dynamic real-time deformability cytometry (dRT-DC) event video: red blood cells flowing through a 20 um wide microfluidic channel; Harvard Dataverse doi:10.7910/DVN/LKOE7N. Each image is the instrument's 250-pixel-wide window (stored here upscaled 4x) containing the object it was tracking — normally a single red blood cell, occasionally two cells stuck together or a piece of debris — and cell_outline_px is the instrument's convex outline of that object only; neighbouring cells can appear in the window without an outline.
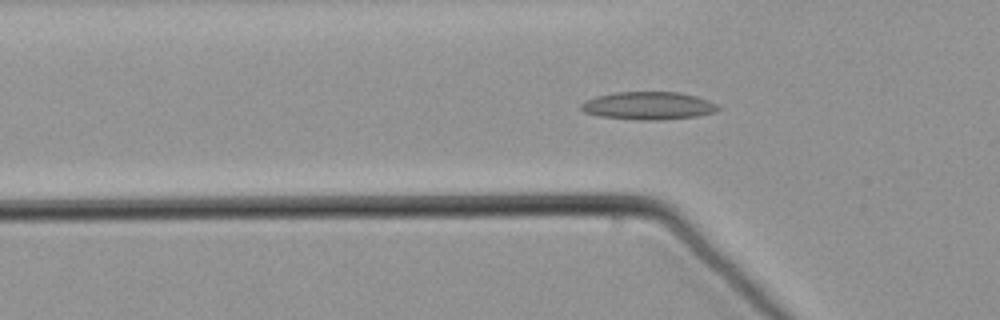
{"species": "common noctule bat (a hibernating species)", "species_latin": "Nyctalus noctula", "temperature_condition": "warm", "stored_images_in_passage": 48, "camera_frame_rate_fps": 3000, "um_per_image_px": 0.085, "animal": {"sex": "male", "body_mass_g": 21.5, "forearm_length_mm": 52.0}, "frame": {"image": 1, "passage_image": 14, "time_ms": 4.333, "image_size_px": [1000, 320], "cell_outline_px": [[720, 108], [716, 112], [696, 116], [656, 120], [640, 120], [600, 116], [584, 112], [580, 108], [580, 104], [584, 100], [596, 96], [616, 92], [680, 92], [696, 96], [720, 104]], "centroid_in_image_um": [55.12, 8.98], "position_along_channel_um": 70.7, "area_um2": 22.31}}
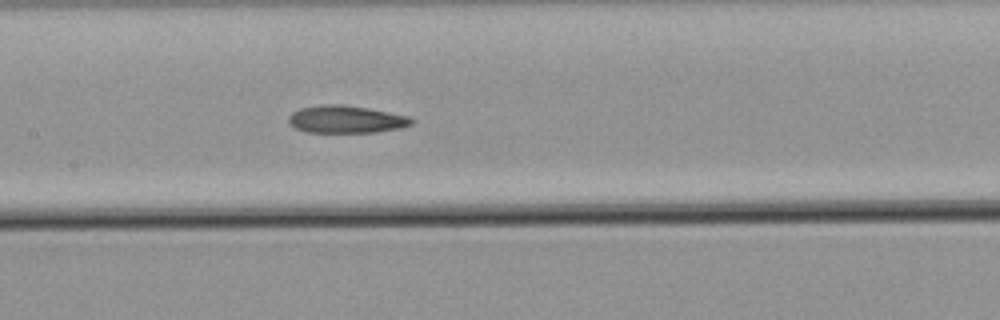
{"frame": {"image": 2, "passage_image": 23, "time_ms": 7.333, "image_size_px": [1000, 320], "cell_outline_px": [[416, 120], [412, 124], [400, 128], [376, 132], [308, 132], [296, 128], [288, 120], [288, 116], [292, 112], [300, 108], [324, 104], [340, 104], [368, 108], [408, 116]], "centroid_in_image_um": [29.43, 10.14], "position_along_channel_um": 178.0, "area_um2": 19.59}}
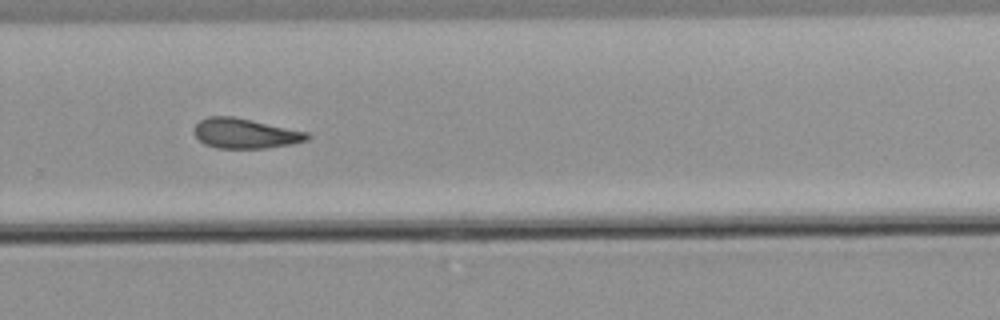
{"frame": {"image": 3, "passage_image": 34, "time_ms": 11.0, "image_size_px": [1000, 320], "cell_outline_px": [[312, 136], [308, 140], [292, 144], [268, 148], [216, 148], [204, 144], [192, 132], [192, 128], [200, 120], [208, 116], [232, 116], [252, 120], [308, 132]], "centroid_in_image_um": [20.83, 11.34], "position_along_channel_um": 309.0, "area_um2": 19.94}}